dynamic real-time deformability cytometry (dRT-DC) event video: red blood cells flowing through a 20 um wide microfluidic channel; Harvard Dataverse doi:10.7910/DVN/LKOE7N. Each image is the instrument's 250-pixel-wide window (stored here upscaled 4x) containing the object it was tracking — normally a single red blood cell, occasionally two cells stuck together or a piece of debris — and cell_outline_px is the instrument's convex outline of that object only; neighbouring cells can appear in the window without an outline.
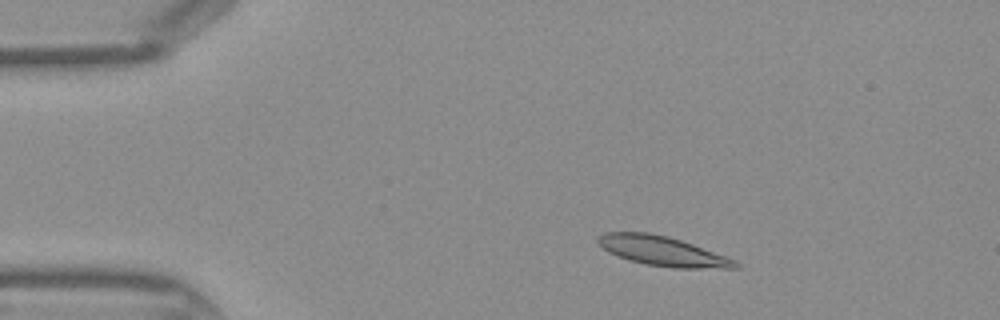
{"species": "Egyptian fruit bat (a non-hibernating species)", "species_latin": "Rousettus aegyptiacus", "temperature_condition": "warm", "stored_images_in_passage": 43, "camera_frame_rate_fps": 3000, "um_per_image_px": 0.085, "frame": {"image": 1, "passage_image": 6, "time_ms": 1.667, "image_size_px": [1000, 320], "cell_outline_px": [[740, 268], [672, 268], [644, 264], [628, 260], [608, 252], [596, 240], [596, 236], [604, 232], [648, 232], [668, 236], [692, 244], [736, 260], [740, 264]], "centroid_in_image_um": [56.29, 21.34], "position_along_channel_um": 28.7, "area_um2": 23.7}}
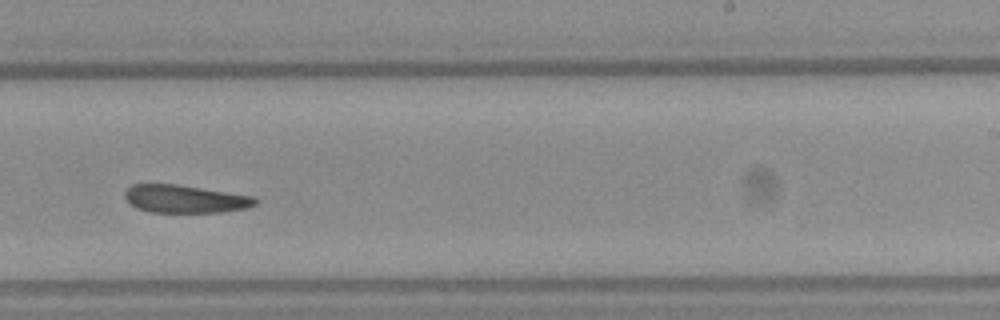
{"frame": {"image": 2, "passage_image": 26, "time_ms": 8.333, "image_size_px": [1000, 320], "cell_outline_px": [[256, 204], [248, 208], [224, 212], [152, 212], [136, 208], [124, 196], [124, 192], [132, 184], [176, 184], [256, 196]], "centroid_in_image_um": [15.76, 16.91], "position_along_channel_um": 273.2, "area_um2": 21.21}}
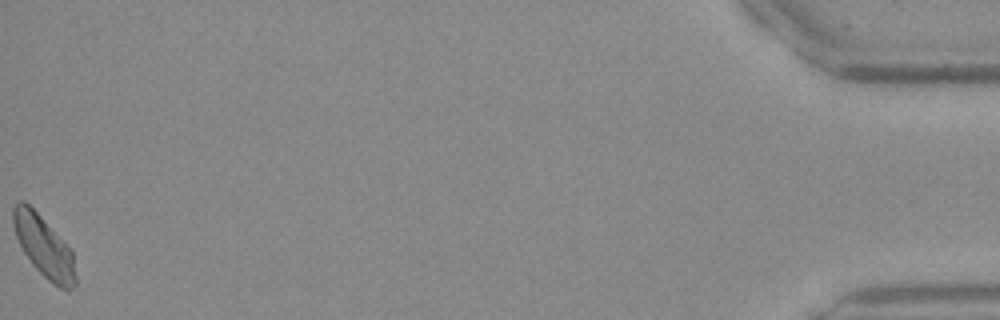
{"frame": {"image": 3, "passage_image": 43, "time_ms": 14.0, "image_size_px": [1000, 320], "cell_outline_px": [[76, 284], [68, 292], [52, 284], [32, 264], [24, 252], [16, 236], [12, 224], [12, 208], [16, 200], [24, 200], [72, 248], [76, 276]], "centroid_in_image_um": [3.74, 20.96], "position_along_channel_um": 431.5, "area_um2": 22.48}}